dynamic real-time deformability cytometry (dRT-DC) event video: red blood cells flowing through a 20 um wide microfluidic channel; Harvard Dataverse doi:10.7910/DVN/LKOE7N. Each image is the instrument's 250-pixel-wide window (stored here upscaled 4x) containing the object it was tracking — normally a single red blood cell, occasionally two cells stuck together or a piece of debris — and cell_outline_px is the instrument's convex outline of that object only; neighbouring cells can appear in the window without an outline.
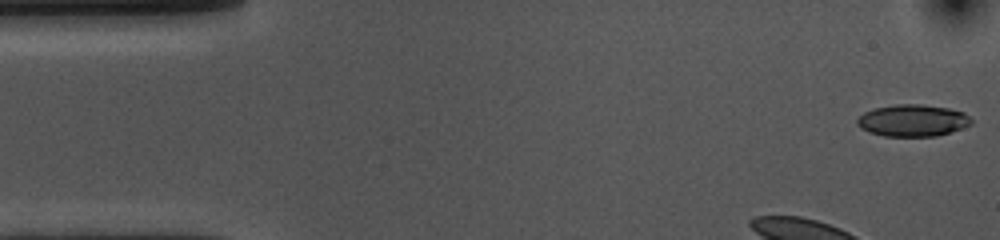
{"species": "common noctule bat (a hibernating species)", "species_latin": "Nyctalus noctula", "temperature_condition": "cold", "stored_images_in_passage": 40, "camera_frame_rate_fps": 3000, "um_per_image_px": 0.085, "animal": {"sex": "female", "body_mass_g": 10.0, "forearm_length_mm": 53.1}, "frame": {"image": 1, "passage_image": 1, "time_ms": 0.0, "image_size_px": [1000, 240], "cell_outline_px": [[972, 124], [936, 136], [884, 136], [868, 132], [860, 128], [856, 124], [856, 120], [864, 112], [876, 108], [896, 104], [920, 104], [948, 108], [964, 112], [972, 120]], "centroid_in_image_um": [77.54, 10.24], "position_along_channel_um": 7.5, "area_um2": 21.1}}
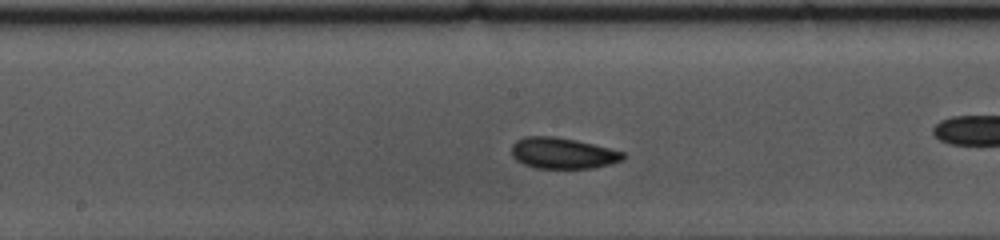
{"frame": {"image": 2, "passage_image": 23, "time_ms": 7.333, "image_size_px": [1000, 240], "cell_outline_px": [[628, 156], [624, 160], [612, 164], [592, 168], [536, 168], [524, 164], [516, 160], [512, 156], [512, 144], [516, 140], [524, 136], [556, 136], [576, 140], [624, 152]], "centroid_in_image_um": [47.85, 13.02], "position_along_channel_um": 200.4, "area_um2": 20.35}}
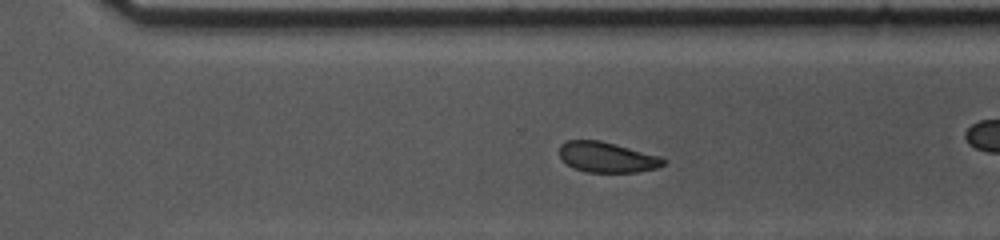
{"frame": {"image": 3, "passage_image": 33, "time_ms": 10.667, "image_size_px": [1000, 240], "cell_outline_px": [[668, 160], [664, 164], [656, 168], [636, 172], [588, 172], [572, 168], [560, 160], [560, 144], [568, 140], [600, 140], [660, 156]], "centroid_in_image_um": [51.57, 13.36], "position_along_channel_um": 319.0, "area_um2": 18.5}, "authors_computed_cell_mechanics": {"area_um2": 20.2589, "velocity_mm_per_s": 3.5782, "shape_relaxation_time_tau1_ms": 3.3018, "shape_relaxation_time_tau2_ms": 2.0309, "deformation_change_tau1": 0.0761, "deformation_change_tau2": 0.0555}}